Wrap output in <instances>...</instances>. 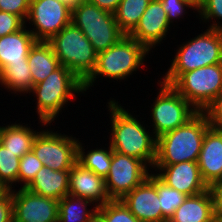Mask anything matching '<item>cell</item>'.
<instances>
[{"label": "cell", "instance_id": "1", "mask_svg": "<svg viewBox=\"0 0 222 222\" xmlns=\"http://www.w3.org/2000/svg\"><path fill=\"white\" fill-rule=\"evenodd\" d=\"M107 101V114L111 117V133L108 132L107 139L111 149L142 160L152 170L156 158L157 137L148 128V124H144L146 120L142 121V117L138 120V116L125 109L118 99L116 101L110 97Z\"/></svg>", "mask_w": 222, "mask_h": 222}, {"label": "cell", "instance_id": "2", "mask_svg": "<svg viewBox=\"0 0 222 222\" xmlns=\"http://www.w3.org/2000/svg\"><path fill=\"white\" fill-rule=\"evenodd\" d=\"M27 94L35 98L32 102L36 104L34 108L37 119L53 125L57 118L59 120L62 109L65 110L78 95L85 96V91L83 82L71 70L61 65L44 81L35 84Z\"/></svg>", "mask_w": 222, "mask_h": 222}, {"label": "cell", "instance_id": "3", "mask_svg": "<svg viewBox=\"0 0 222 222\" xmlns=\"http://www.w3.org/2000/svg\"><path fill=\"white\" fill-rule=\"evenodd\" d=\"M151 52L136 39L125 35L119 42L105 51L98 53L95 69L92 74L83 82L85 95L87 90L96 85L97 79L116 80L119 83L128 80L130 75L140 70L147 62ZM148 55V56H147ZM147 56V57H146ZM145 61V62H144ZM103 77V78H102Z\"/></svg>", "mask_w": 222, "mask_h": 222}, {"label": "cell", "instance_id": "4", "mask_svg": "<svg viewBox=\"0 0 222 222\" xmlns=\"http://www.w3.org/2000/svg\"><path fill=\"white\" fill-rule=\"evenodd\" d=\"M210 128L203 112H197L184 125L157 137L154 166L198 162L204 135Z\"/></svg>", "mask_w": 222, "mask_h": 222}, {"label": "cell", "instance_id": "5", "mask_svg": "<svg viewBox=\"0 0 222 222\" xmlns=\"http://www.w3.org/2000/svg\"><path fill=\"white\" fill-rule=\"evenodd\" d=\"M177 45L176 53L161 82L171 85L182 73L222 63V31L207 28Z\"/></svg>", "mask_w": 222, "mask_h": 222}, {"label": "cell", "instance_id": "6", "mask_svg": "<svg viewBox=\"0 0 222 222\" xmlns=\"http://www.w3.org/2000/svg\"><path fill=\"white\" fill-rule=\"evenodd\" d=\"M71 23L82 31L97 53L107 50L126 35L118 26L114 13L86 0L72 7Z\"/></svg>", "mask_w": 222, "mask_h": 222}, {"label": "cell", "instance_id": "7", "mask_svg": "<svg viewBox=\"0 0 222 222\" xmlns=\"http://www.w3.org/2000/svg\"><path fill=\"white\" fill-rule=\"evenodd\" d=\"M48 43L60 64L71 70L82 82L92 74L98 53L82 31L72 23L53 36Z\"/></svg>", "mask_w": 222, "mask_h": 222}, {"label": "cell", "instance_id": "8", "mask_svg": "<svg viewBox=\"0 0 222 222\" xmlns=\"http://www.w3.org/2000/svg\"><path fill=\"white\" fill-rule=\"evenodd\" d=\"M157 97H155L150 108L151 120L149 128L156 137L175 130L184 125L198 111L182 97L171 85L165 84L157 79ZM152 122V123H151Z\"/></svg>", "mask_w": 222, "mask_h": 222}, {"label": "cell", "instance_id": "9", "mask_svg": "<svg viewBox=\"0 0 222 222\" xmlns=\"http://www.w3.org/2000/svg\"><path fill=\"white\" fill-rule=\"evenodd\" d=\"M171 86L198 112H203L222 90V63L184 72Z\"/></svg>", "mask_w": 222, "mask_h": 222}, {"label": "cell", "instance_id": "10", "mask_svg": "<svg viewBox=\"0 0 222 222\" xmlns=\"http://www.w3.org/2000/svg\"><path fill=\"white\" fill-rule=\"evenodd\" d=\"M49 126L51 125L47 124L45 129L43 128L37 134L32 145V151L43 166L55 171L70 170L77 162L79 139L74 135H69V132L64 134L61 130L59 132L58 130L54 131L55 128Z\"/></svg>", "mask_w": 222, "mask_h": 222}, {"label": "cell", "instance_id": "11", "mask_svg": "<svg viewBox=\"0 0 222 222\" xmlns=\"http://www.w3.org/2000/svg\"><path fill=\"white\" fill-rule=\"evenodd\" d=\"M71 16L72 7L64 1L31 0L25 26L37 41L48 42L71 24Z\"/></svg>", "mask_w": 222, "mask_h": 222}, {"label": "cell", "instance_id": "12", "mask_svg": "<svg viewBox=\"0 0 222 222\" xmlns=\"http://www.w3.org/2000/svg\"><path fill=\"white\" fill-rule=\"evenodd\" d=\"M151 172L142 160L112 150L110 170L105 178V188L110 200H121Z\"/></svg>", "mask_w": 222, "mask_h": 222}, {"label": "cell", "instance_id": "13", "mask_svg": "<svg viewBox=\"0 0 222 222\" xmlns=\"http://www.w3.org/2000/svg\"><path fill=\"white\" fill-rule=\"evenodd\" d=\"M16 190H13L14 222H58V200L36 195L26 188Z\"/></svg>", "mask_w": 222, "mask_h": 222}, {"label": "cell", "instance_id": "14", "mask_svg": "<svg viewBox=\"0 0 222 222\" xmlns=\"http://www.w3.org/2000/svg\"><path fill=\"white\" fill-rule=\"evenodd\" d=\"M171 26L161 1L151 0L138 25L129 36L143 44L150 52H153L155 47L160 46L164 40H167V35L171 32Z\"/></svg>", "mask_w": 222, "mask_h": 222}, {"label": "cell", "instance_id": "15", "mask_svg": "<svg viewBox=\"0 0 222 222\" xmlns=\"http://www.w3.org/2000/svg\"><path fill=\"white\" fill-rule=\"evenodd\" d=\"M152 172L166 185L187 196L200 194L210 188L201 176L198 162L153 166Z\"/></svg>", "mask_w": 222, "mask_h": 222}, {"label": "cell", "instance_id": "16", "mask_svg": "<svg viewBox=\"0 0 222 222\" xmlns=\"http://www.w3.org/2000/svg\"><path fill=\"white\" fill-rule=\"evenodd\" d=\"M121 201L141 222H163V214L156 190V175H150Z\"/></svg>", "mask_w": 222, "mask_h": 222}, {"label": "cell", "instance_id": "17", "mask_svg": "<svg viewBox=\"0 0 222 222\" xmlns=\"http://www.w3.org/2000/svg\"><path fill=\"white\" fill-rule=\"evenodd\" d=\"M198 166L203 180L211 188L222 184V129L210 127L203 138Z\"/></svg>", "mask_w": 222, "mask_h": 222}, {"label": "cell", "instance_id": "18", "mask_svg": "<svg viewBox=\"0 0 222 222\" xmlns=\"http://www.w3.org/2000/svg\"><path fill=\"white\" fill-rule=\"evenodd\" d=\"M69 195L88 199L97 207L110 198L105 188V179L76 162L70 169Z\"/></svg>", "mask_w": 222, "mask_h": 222}, {"label": "cell", "instance_id": "19", "mask_svg": "<svg viewBox=\"0 0 222 222\" xmlns=\"http://www.w3.org/2000/svg\"><path fill=\"white\" fill-rule=\"evenodd\" d=\"M217 206L216 188L210 187L200 194L187 196L168 222H212Z\"/></svg>", "mask_w": 222, "mask_h": 222}, {"label": "cell", "instance_id": "20", "mask_svg": "<svg viewBox=\"0 0 222 222\" xmlns=\"http://www.w3.org/2000/svg\"><path fill=\"white\" fill-rule=\"evenodd\" d=\"M39 121L38 128L33 129L32 124H27L22 121L18 123L10 122L9 124L0 126V143L5 146L9 151L15 153L17 157H23L26 153L32 151V145L35 137L42 130L43 127L47 126V123L41 120ZM36 129V130H35Z\"/></svg>", "mask_w": 222, "mask_h": 222}, {"label": "cell", "instance_id": "21", "mask_svg": "<svg viewBox=\"0 0 222 222\" xmlns=\"http://www.w3.org/2000/svg\"><path fill=\"white\" fill-rule=\"evenodd\" d=\"M69 180L70 170L55 171L42 166L25 188L36 195L59 201L68 195Z\"/></svg>", "mask_w": 222, "mask_h": 222}, {"label": "cell", "instance_id": "22", "mask_svg": "<svg viewBox=\"0 0 222 222\" xmlns=\"http://www.w3.org/2000/svg\"><path fill=\"white\" fill-rule=\"evenodd\" d=\"M36 42L25 25L19 31L0 37V72L11 63L28 62L27 56Z\"/></svg>", "mask_w": 222, "mask_h": 222}, {"label": "cell", "instance_id": "23", "mask_svg": "<svg viewBox=\"0 0 222 222\" xmlns=\"http://www.w3.org/2000/svg\"><path fill=\"white\" fill-rule=\"evenodd\" d=\"M27 60L34 85L44 81L49 74L61 66L52 46L44 41H37L33 45Z\"/></svg>", "mask_w": 222, "mask_h": 222}, {"label": "cell", "instance_id": "24", "mask_svg": "<svg viewBox=\"0 0 222 222\" xmlns=\"http://www.w3.org/2000/svg\"><path fill=\"white\" fill-rule=\"evenodd\" d=\"M33 86L28 62L11 63L0 72V87L14 96L26 95Z\"/></svg>", "mask_w": 222, "mask_h": 222}, {"label": "cell", "instance_id": "25", "mask_svg": "<svg viewBox=\"0 0 222 222\" xmlns=\"http://www.w3.org/2000/svg\"><path fill=\"white\" fill-rule=\"evenodd\" d=\"M97 209L92 201L68 194L59 200L58 222H91Z\"/></svg>", "mask_w": 222, "mask_h": 222}, {"label": "cell", "instance_id": "26", "mask_svg": "<svg viewBox=\"0 0 222 222\" xmlns=\"http://www.w3.org/2000/svg\"><path fill=\"white\" fill-rule=\"evenodd\" d=\"M82 140H79L77 147V162L83 167L90 169L96 175L106 178L110 170L112 161V149L110 144L105 143L106 147H95L88 149L89 145L84 146ZM88 149V150H87ZM87 150V151H86Z\"/></svg>", "mask_w": 222, "mask_h": 222}, {"label": "cell", "instance_id": "27", "mask_svg": "<svg viewBox=\"0 0 222 222\" xmlns=\"http://www.w3.org/2000/svg\"><path fill=\"white\" fill-rule=\"evenodd\" d=\"M151 0H121L114 12L115 20L120 29L129 35L138 25Z\"/></svg>", "mask_w": 222, "mask_h": 222}, {"label": "cell", "instance_id": "28", "mask_svg": "<svg viewBox=\"0 0 222 222\" xmlns=\"http://www.w3.org/2000/svg\"><path fill=\"white\" fill-rule=\"evenodd\" d=\"M156 190L160 201V208L163 214V222H168L173 216L175 210L185 201L187 195L169 187L157 176Z\"/></svg>", "mask_w": 222, "mask_h": 222}, {"label": "cell", "instance_id": "29", "mask_svg": "<svg viewBox=\"0 0 222 222\" xmlns=\"http://www.w3.org/2000/svg\"><path fill=\"white\" fill-rule=\"evenodd\" d=\"M20 157L0 143V181L11 190L17 187Z\"/></svg>", "mask_w": 222, "mask_h": 222}, {"label": "cell", "instance_id": "30", "mask_svg": "<svg viewBox=\"0 0 222 222\" xmlns=\"http://www.w3.org/2000/svg\"><path fill=\"white\" fill-rule=\"evenodd\" d=\"M97 215L104 222H141L121 200H110L97 209Z\"/></svg>", "mask_w": 222, "mask_h": 222}, {"label": "cell", "instance_id": "31", "mask_svg": "<svg viewBox=\"0 0 222 222\" xmlns=\"http://www.w3.org/2000/svg\"><path fill=\"white\" fill-rule=\"evenodd\" d=\"M197 14L198 19H200L199 24L201 22L203 25L208 23L207 28L222 31V0H204L203 4L198 8Z\"/></svg>", "mask_w": 222, "mask_h": 222}, {"label": "cell", "instance_id": "32", "mask_svg": "<svg viewBox=\"0 0 222 222\" xmlns=\"http://www.w3.org/2000/svg\"><path fill=\"white\" fill-rule=\"evenodd\" d=\"M43 164L33 151L26 153L20 158L18 173V188H25L35 177Z\"/></svg>", "mask_w": 222, "mask_h": 222}, {"label": "cell", "instance_id": "33", "mask_svg": "<svg viewBox=\"0 0 222 222\" xmlns=\"http://www.w3.org/2000/svg\"><path fill=\"white\" fill-rule=\"evenodd\" d=\"M162 3V7L164 9V11L167 14V18L168 21L171 25H175L174 22H177V19L180 22L182 21L181 18H183L184 21V16L187 14H189V10L192 11L193 13H195L196 17L198 18V8L193 5L190 1L188 0H160ZM176 20V21H175ZM174 23V24H173Z\"/></svg>", "mask_w": 222, "mask_h": 222}, {"label": "cell", "instance_id": "34", "mask_svg": "<svg viewBox=\"0 0 222 222\" xmlns=\"http://www.w3.org/2000/svg\"><path fill=\"white\" fill-rule=\"evenodd\" d=\"M203 113L205 114L210 127L222 129V90L204 109Z\"/></svg>", "mask_w": 222, "mask_h": 222}, {"label": "cell", "instance_id": "35", "mask_svg": "<svg viewBox=\"0 0 222 222\" xmlns=\"http://www.w3.org/2000/svg\"><path fill=\"white\" fill-rule=\"evenodd\" d=\"M30 3L31 0H0V11L15 14L25 22Z\"/></svg>", "mask_w": 222, "mask_h": 222}, {"label": "cell", "instance_id": "36", "mask_svg": "<svg viewBox=\"0 0 222 222\" xmlns=\"http://www.w3.org/2000/svg\"><path fill=\"white\" fill-rule=\"evenodd\" d=\"M24 25L19 16L0 11V37L19 31Z\"/></svg>", "mask_w": 222, "mask_h": 222}, {"label": "cell", "instance_id": "37", "mask_svg": "<svg viewBox=\"0 0 222 222\" xmlns=\"http://www.w3.org/2000/svg\"><path fill=\"white\" fill-rule=\"evenodd\" d=\"M0 222H14L13 217V190L0 199Z\"/></svg>", "mask_w": 222, "mask_h": 222}, {"label": "cell", "instance_id": "38", "mask_svg": "<svg viewBox=\"0 0 222 222\" xmlns=\"http://www.w3.org/2000/svg\"><path fill=\"white\" fill-rule=\"evenodd\" d=\"M99 8L114 13L121 0H86Z\"/></svg>", "mask_w": 222, "mask_h": 222}, {"label": "cell", "instance_id": "39", "mask_svg": "<svg viewBox=\"0 0 222 222\" xmlns=\"http://www.w3.org/2000/svg\"><path fill=\"white\" fill-rule=\"evenodd\" d=\"M11 189L0 181V199H3L10 193Z\"/></svg>", "mask_w": 222, "mask_h": 222}, {"label": "cell", "instance_id": "40", "mask_svg": "<svg viewBox=\"0 0 222 222\" xmlns=\"http://www.w3.org/2000/svg\"><path fill=\"white\" fill-rule=\"evenodd\" d=\"M212 222H222V208L219 205L215 209Z\"/></svg>", "mask_w": 222, "mask_h": 222}, {"label": "cell", "instance_id": "41", "mask_svg": "<svg viewBox=\"0 0 222 222\" xmlns=\"http://www.w3.org/2000/svg\"><path fill=\"white\" fill-rule=\"evenodd\" d=\"M218 194V205L222 208V184L216 188Z\"/></svg>", "mask_w": 222, "mask_h": 222}, {"label": "cell", "instance_id": "42", "mask_svg": "<svg viewBox=\"0 0 222 222\" xmlns=\"http://www.w3.org/2000/svg\"><path fill=\"white\" fill-rule=\"evenodd\" d=\"M188 1H190L197 8H199L203 4V2H204V0H188Z\"/></svg>", "mask_w": 222, "mask_h": 222}, {"label": "cell", "instance_id": "43", "mask_svg": "<svg viewBox=\"0 0 222 222\" xmlns=\"http://www.w3.org/2000/svg\"><path fill=\"white\" fill-rule=\"evenodd\" d=\"M69 4L71 7L75 6L81 0H61Z\"/></svg>", "mask_w": 222, "mask_h": 222}, {"label": "cell", "instance_id": "44", "mask_svg": "<svg viewBox=\"0 0 222 222\" xmlns=\"http://www.w3.org/2000/svg\"><path fill=\"white\" fill-rule=\"evenodd\" d=\"M91 222H104L98 215Z\"/></svg>", "mask_w": 222, "mask_h": 222}]
</instances>
